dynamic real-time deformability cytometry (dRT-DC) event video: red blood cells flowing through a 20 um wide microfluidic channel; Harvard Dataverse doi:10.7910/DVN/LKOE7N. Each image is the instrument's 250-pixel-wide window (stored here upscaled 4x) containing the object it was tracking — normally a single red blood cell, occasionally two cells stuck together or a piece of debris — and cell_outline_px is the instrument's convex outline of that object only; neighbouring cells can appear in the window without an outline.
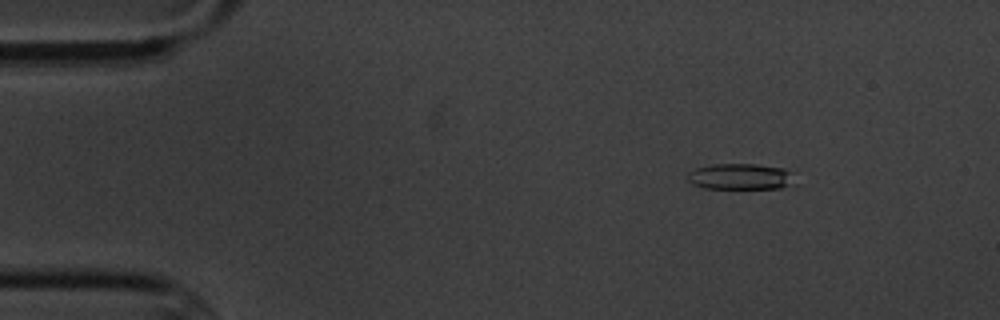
{"species": "common noctule bat (a hibernating species)", "species_latin": "Nyctalus noctula", "temperature_condition": "cold", "stored_images_in_passage": 11, "camera_frame_rate_fps": 3000, "um_per_image_px": 0.085, "animal": {"sex": "male", "body_mass_g": 20.1, "forearm_length_mm": 53.5}, "frame": {"image": 1, "passage_image": 2, "time_ms": 2.0, "image_size_px": [1000, 320], "cell_outline_px": [[796, 184], [780, 188], [704, 188], [692, 184], [688, 180], [688, 172], [696, 168], [716, 164], [756, 164], [784, 168], [788, 172]], "centroid_in_image_um": [62.93, 15.01], "position_along_channel_um": 22.1, "area_um2": 16.13}}
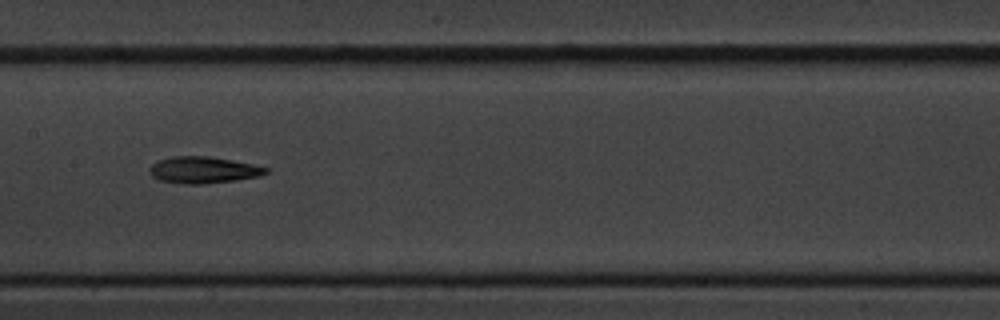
{"frame": {"image": 2, "passage_image": 8, "time_ms": 9.0, "image_size_px": [1000, 320], "cell_outline_px": [[268, 172], [260, 176], [236, 180], [204, 184], [184, 184], [160, 180], [152, 176], [148, 168], [152, 164], [160, 160], [172, 156], [208, 156], [232, 160], [252, 164], [268, 168]], "centroid_in_image_um": [17.28, 14.45], "position_along_channel_um": 190.1, "area_um2": 17.98}}
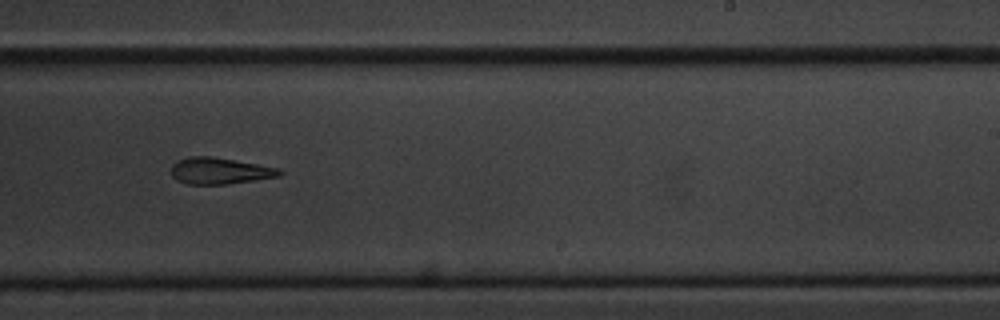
{"frame": {"image": 3, "passage_image": 10, "time_ms": 11.333, "image_size_px": [1000, 320], "cell_outline_px": [[284, 172], [280, 176], [228, 184], [188, 184], [176, 180], [172, 176], [172, 164], [176, 160], [188, 156], [212, 156], [280, 168]], "centroid_in_image_um": [18.67, 14.51], "position_along_channel_um": 270.3, "area_um2": 16.82}}